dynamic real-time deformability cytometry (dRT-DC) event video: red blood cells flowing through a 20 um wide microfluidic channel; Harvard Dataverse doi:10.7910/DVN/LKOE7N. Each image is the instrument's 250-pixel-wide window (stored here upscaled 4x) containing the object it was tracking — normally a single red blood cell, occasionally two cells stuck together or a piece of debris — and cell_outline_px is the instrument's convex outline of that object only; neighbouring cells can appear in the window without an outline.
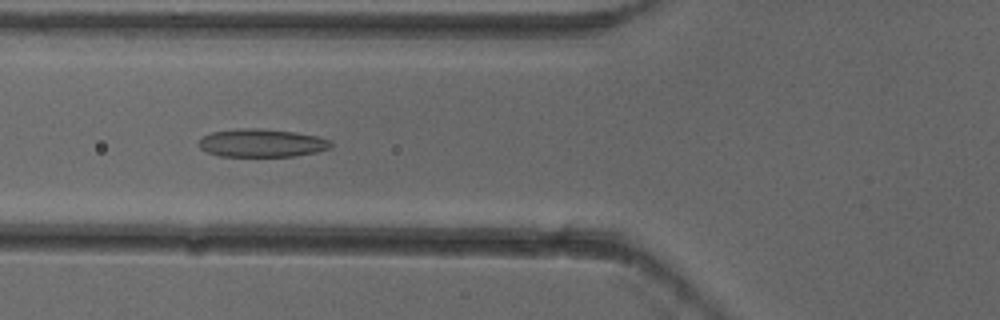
{"species": "common noctule bat (a hibernating species)", "species_latin": "Nyctalus noctula", "temperature_condition": "cold", "stored_images_in_passage": 6, "camera_frame_rate_fps": 3000, "um_per_image_px": 0.085, "animal": {"sex": "female"}, "frame": {"image": 1, "passage_image": 4, "time_ms": 1.0, "image_size_px": [1000, 320], "cell_outline_px": [[332, 144], [328, 148], [316, 152], [292, 156], [220, 156], [208, 152], [200, 148], [200, 140], [204, 136], [212, 132], [240, 128], [260, 128], [296, 132], [316, 136], [332, 140]], "centroid_in_image_um": [22.26, 12.15], "position_along_channel_um": 103.5, "area_um2": 21.44}}
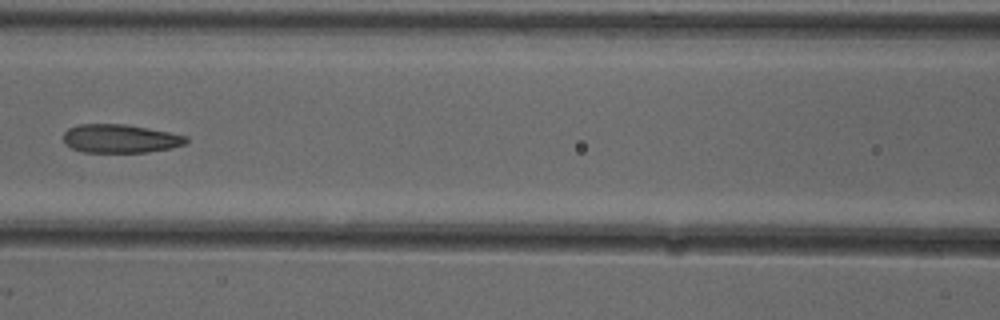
{"frame": {"image": 2, "passage_image": 5, "time_ms": 1.333, "image_size_px": [1000, 320], "cell_outline_px": [[188, 140], [184, 144], [172, 148], [148, 152], [84, 152], [72, 148], [64, 144], [64, 132], [68, 128], [76, 124], [124, 124], [148, 128], [188, 136]], "centroid_in_image_um": [10.2, 11.78], "position_along_channel_um": 156.4, "area_um2": 20.46}}
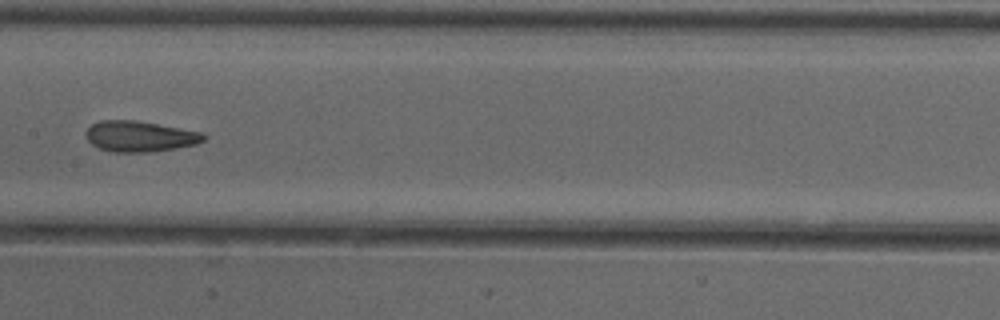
{"frame": {"image": 3, "passage_image": 6, "time_ms": 1.667, "image_size_px": [1000, 320], "cell_outline_px": [[208, 136], [204, 140], [196, 144], [176, 148], [148, 152], [112, 152], [100, 148], [92, 144], [84, 136], [84, 132], [92, 124], [100, 120], [136, 120], [204, 132]], "centroid_in_image_um": [11.89, 11.58], "position_along_channel_um": 195.5, "area_um2": 21.27}}